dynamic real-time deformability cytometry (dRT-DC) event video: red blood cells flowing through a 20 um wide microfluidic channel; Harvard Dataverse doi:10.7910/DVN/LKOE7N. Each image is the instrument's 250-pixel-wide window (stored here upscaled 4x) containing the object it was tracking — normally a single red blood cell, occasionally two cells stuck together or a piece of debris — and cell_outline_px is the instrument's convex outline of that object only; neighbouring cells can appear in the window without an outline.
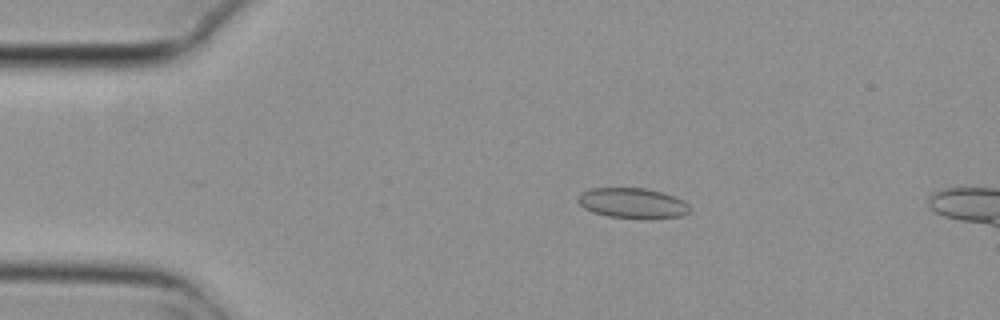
{"species": "common noctule bat (a hibernating species)", "species_latin": "Nyctalus noctula", "temperature_condition": "cold", "stored_images_in_passage": 3, "camera_frame_rate_fps": 3000, "um_per_image_px": 0.085, "animal": {"sex": "female", "body_mass_g": 29.2, "forearm_length_mm": 56.3}, "frame": {"image": 1, "passage_image": 1, "time_ms": 0.0, "image_size_px": [1000, 320], "cell_outline_px": [[692, 212], [684, 216], [640, 220], [608, 216], [592, 212], [584, 208], [576, 200], [580, 192], [592, 188], [648, 188], [684, 200], [692, 208]], "centroid_in_image_um": [53.8, 17.29], "position_along_channel_um": 31.2, "area_um2": 20.29}}